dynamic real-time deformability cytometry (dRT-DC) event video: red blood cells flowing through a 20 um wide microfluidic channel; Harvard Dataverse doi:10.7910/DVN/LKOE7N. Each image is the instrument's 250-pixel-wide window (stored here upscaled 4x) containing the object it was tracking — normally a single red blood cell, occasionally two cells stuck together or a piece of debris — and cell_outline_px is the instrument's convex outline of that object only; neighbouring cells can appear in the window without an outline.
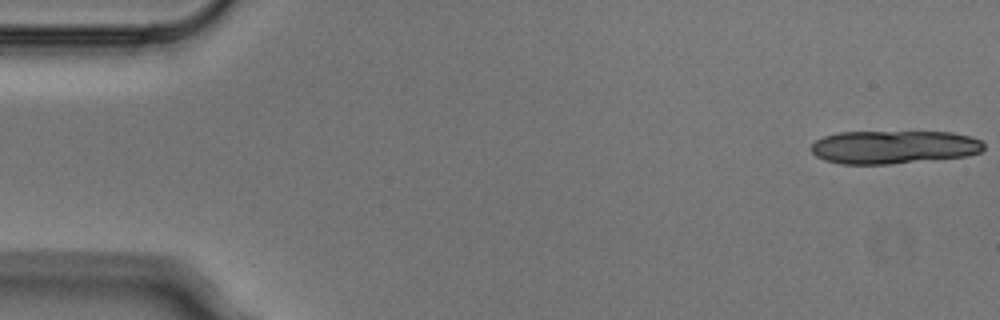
{"species": "Egyptian fruit bat (a non-hibernating species)", "species_latin": "Rousettus aegyptiacus", "temperature_condition": "cold", "stored_images_in_passage": 5, "camera_frame_rate_fps": 3000, "um_per_image_px": 0.085, "animal": {"sex": "male"}, "frame": {"image": 1, "passage_image": 1, "time_ms": 0.0, "image_size_px": [1000, 320], "cell_outline_px": [[984, 148], [980, 152], [968, 156], [888, 164], [840, 164], [824, 160], [816, 156], [812, 152], [812, 144], [816, 140], [824, 136], [836, 132], [952, 132], [972, 136], [980, 140], [984, 144]], "centroid_in_image_um": [75.97, 12.5], "position_along_channel_um": 9.0, "area_um2": 33.58}}